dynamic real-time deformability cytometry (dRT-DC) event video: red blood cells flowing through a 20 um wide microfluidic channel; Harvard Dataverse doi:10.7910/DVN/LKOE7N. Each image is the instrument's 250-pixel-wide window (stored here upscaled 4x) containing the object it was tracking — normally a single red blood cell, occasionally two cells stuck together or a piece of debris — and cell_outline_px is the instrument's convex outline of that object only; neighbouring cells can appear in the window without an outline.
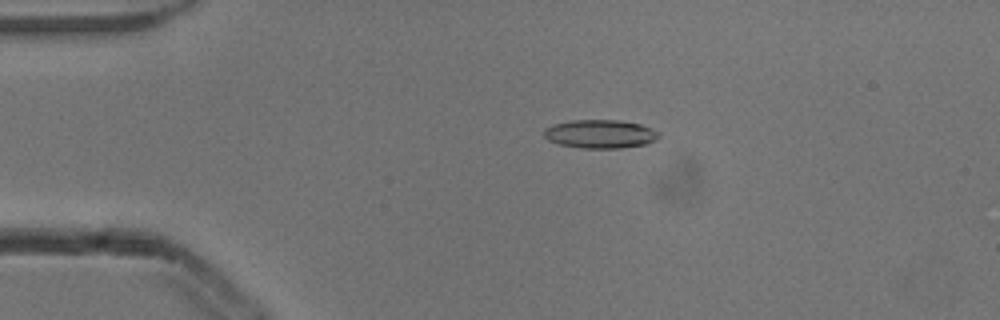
{"species": "common noctule bat (a hibernating species)", "species_latin": "Nyctalus noctula", "temperature_condition": "cold", "stored_images_in_passage": 47, "camera_frame_rate_fps": 3000, "um_per_image_px": 0.085, "animal": {"sex": "male", "body_mass_g": 13.3}, "frame": {"image": 1, "passage_image": 5, "time_ms": 1.333, "image_size_px": [1000, 320], "cell_outline_px": [[660, 136], [656, 140], [644, 144], [620, 148], [580, 148], [560, 144], [548, 140], [544, 136], [544, 128], [552, 124], [568, 120], [620, 120], [640, 124], [660, 132]], "centroid_in_image_um": [51.0, 11.38], "position_along_channel_um": 34.0, "area_um2": 19.19}}
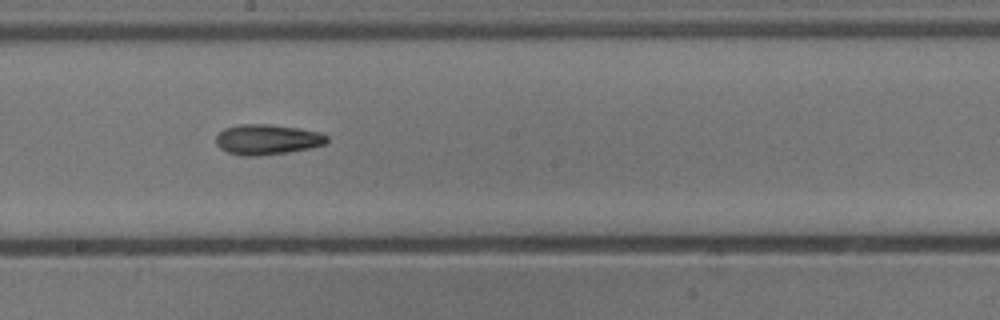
{"frame": {"image": 2, "passage_image": 23, "time_ms": 7.333, "image_size_px": [1000, 320], "cell_outline_px": [[328, 140], [324, 144], [308, 148], [288, 152], [256, 156], [240, 156], [228, 152], [220, 148], [216, 144], [216, 136], [224, 128], [240, 124], [272, 124], [300, 128], [320, 132], [328, 136]], "centroid_in_image_um": [22.7, 11.85], "position_along_channel_um": 225.5, "area_um2": 19.65}}
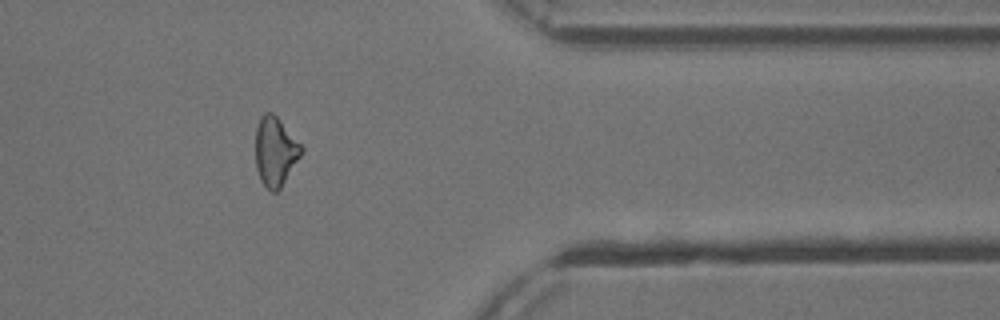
{"frame": {"image": 3, "passage_image": 37, "time_ms": 12.0, "image_size_px": [1000, 320], "cell_outline_px": [[304, 152], [280, 188], [276, 192], [272, 192], [260, 180], [256, 168], [256, 128], [260, 116], [264, 112], [272, 112], [280, 120], [304, 148]], "centroid_in_image_um": [23.41, 12.86], "position_along_channel_um": 388.0, "area_um2": 18.44}, "authors_computed_cell_mechanics": {"area_um2": 18.8428, "velocity_mm_per_s": 3.8899, "shape_relaxation_time_tau1_ms": 4.8066, "shape_relaxation_time_tau2_ms": 6.03, "deformation_change_tau1": 0.1542, "deformation_change_tau2": 0.1741}}